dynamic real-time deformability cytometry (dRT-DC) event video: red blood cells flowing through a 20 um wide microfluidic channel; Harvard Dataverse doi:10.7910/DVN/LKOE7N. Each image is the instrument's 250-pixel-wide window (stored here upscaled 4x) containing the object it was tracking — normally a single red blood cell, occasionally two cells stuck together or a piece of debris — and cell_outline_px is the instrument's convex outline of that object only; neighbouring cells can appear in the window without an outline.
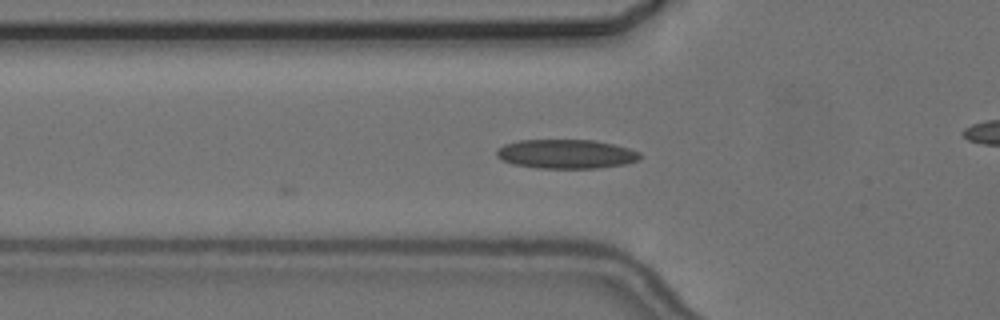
{"species": "common noctule bat (a hibernating species)", "species_latin": "Nyctalus noctula", "temperature_condition": "cold", "stored_images_in_passage": 7, "camera_frame_rate_fps": 3000, "um_per_image_px": 0.085, "animal": {"sex": "female", "body_mass_g": 24.6, "forearm_length_mm": 56.2}, "frame": {"image": 1, "passage_image": 5, "time_ms": 4.667, "image_size_px": [1000, 320], "cell_outline_px": [[644, 156], [640, 160], [624, 164], [596, 168], [536, 168], [512, 164], [496, 156], [496, 152], [504, 144], [520, 140], [596, 140], [628, 148], [640, 152]], "centroid_in_image_um": [48.15, 13.09], "position_along_channel_um": 77.6, "area_um2": 24.39}}